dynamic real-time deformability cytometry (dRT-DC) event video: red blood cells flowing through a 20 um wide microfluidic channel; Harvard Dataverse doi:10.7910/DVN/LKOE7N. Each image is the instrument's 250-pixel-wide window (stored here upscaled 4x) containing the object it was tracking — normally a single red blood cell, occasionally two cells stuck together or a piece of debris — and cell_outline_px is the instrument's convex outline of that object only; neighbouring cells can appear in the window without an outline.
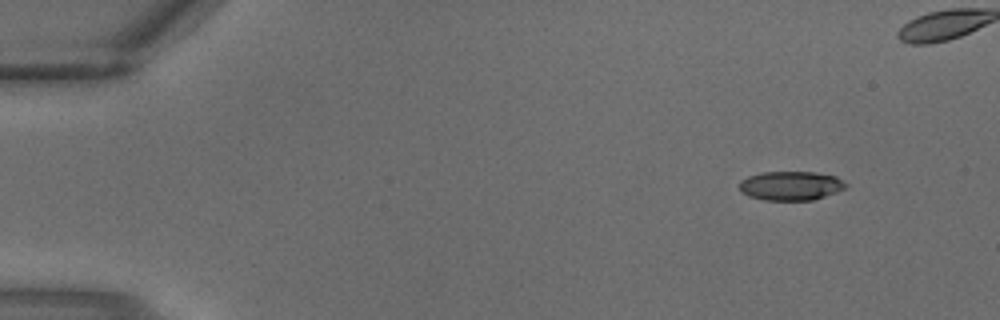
{"species": "common noctule bat (a hibernating species)", "species_latin": "Nyctalus noctula", "temperature_condition": "warm", "stored_images_in_passage": 4, "camera_frame_rate_fps": 3000, "um_per_image_px": 0.085, "animal": {"sex": "male", "body_mass_g": 18.8}, "frame": {"image": 1, "passage_image": 1, "time_ms": 0.0, "image_size_px": [1000, 320], "cell_outline_px": [[848, 184], [844, 188], [836, 192], [812, 200], [764, 200], [748, 196], [740, 192], [740, 180], [748, 176], [764, 172], [816, 172], [836, 176]], "centroid_in_image_um": [67.2, 15.78], "position_along_channel_um": 17.8, "area_um2": 18.03}}
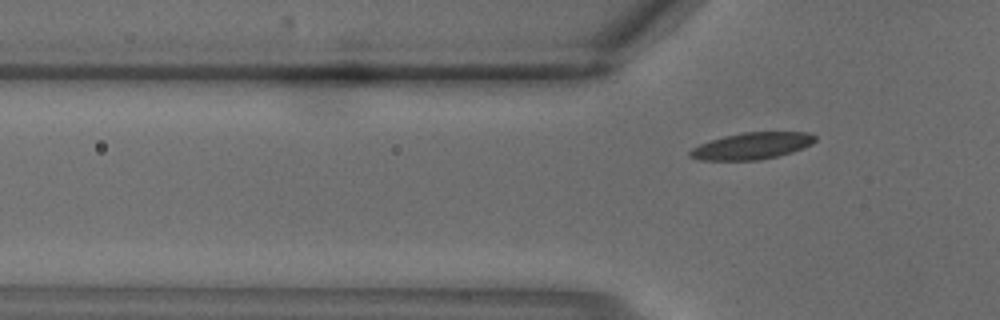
{"frame": {"image": 2, "passage_image": 4, "time_ms": 1.0, "image_size_px": [1000, 320], "cell_outline_px": [[816, 140], [812, 144], [792, 152], [760, 160], [700, 160], [688, 156], [688, 152], [692, 148], [700, 144], [724, 136], [744, 132], [812, 132], [816, 136]], "centroid_in_image_um": [63.92, 12.4], "position_along_channel_um": 61.9, "area_um2": 19.48}}